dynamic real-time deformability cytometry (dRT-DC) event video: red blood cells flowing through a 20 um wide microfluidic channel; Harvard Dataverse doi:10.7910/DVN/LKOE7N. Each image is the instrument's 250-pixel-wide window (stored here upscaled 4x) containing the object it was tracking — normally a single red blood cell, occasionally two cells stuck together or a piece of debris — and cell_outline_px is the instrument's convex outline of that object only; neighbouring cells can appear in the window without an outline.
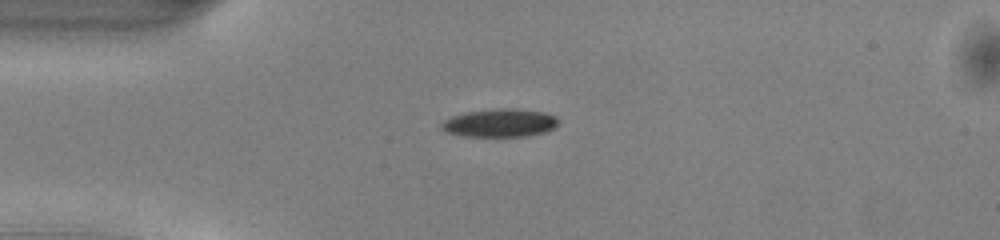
{"species": "common noctule bat (a hibernating species)", "species_latin": "Nyctalus noctula", "temperature_condition": "warm", "stored_images_in_passage": 39, "camera_frame_rate_fps": 3000, "um_per_image_px": 0.085, "animal": {"sex": "male", "body_mass_g": 13.0, "forearm_length_mm": 53.1}, "frame": {"image": 1, "passage_image": 1, "time_ms": 0.0, "image_size_px": [1000, 240], "cell_outline_px": [[560, 120], [552, 128], [544, 132], [524, 136], [464, 136], [444, 132], [440, 128], [440, 124], [444, 120], [452, 116], [468, 112], [496, 108], [516, 108], [544, 112], [556, 116]], "centroid_in_image_um": [42.46, 10.44], "position_along_channel_um": 42.5, "area_um2": 19.19}}
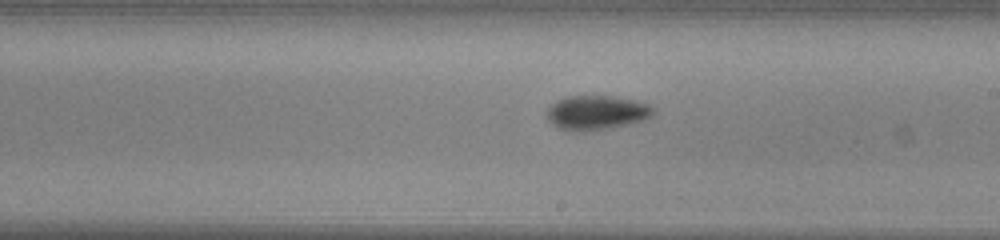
{"frame": {"image": 2, "passage_image": 17, "time_ms": 5.333, "image_size_px": [1000, 240], "cell_outline_px": [[652, 112], [648, 116], [640, 120], [628, 124], [608, 128], [584, 132], [560, 128], [552, 124], [548, 120], [548, 108], [552, 104], [568, 96], [612, 96], [636, 100], [648, 104], [652, 108]], "centroid_in_image_um": [50.67, 9.57], "position_along_channel_um": 238.3, "area_um2": 20.75}}
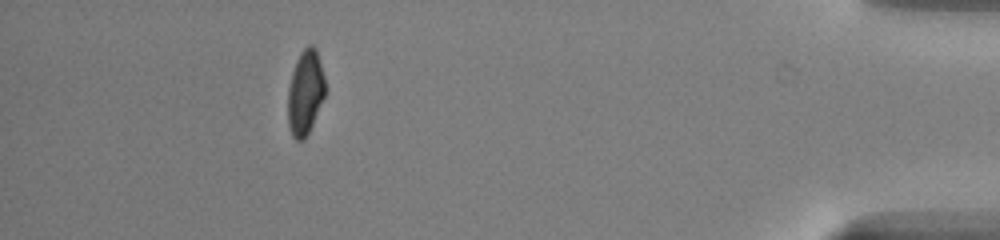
{"frame": {"image": 3, "passage_image": 34, "time_ms": 11.0, "image_size_px": [1000, 240], "cell_outline_px": [[324, 96], [312, 124], [304, 140], [296, 140], [292, 136], [288, 124], [288, 88], [292, 72], [296, 60], [300, 52], [308, 44], [312, 44], [316, 48], [324, 76]], "centroid_in_image_um": [25.93, 7.83], "position_along_channel_um": 409.3, "area_um2": 18.21}, "authors_computed_cell_mechanics": {"area_um2": 19.9988, "velocity_mm_per_s": 4.0848, "shape_relaxation_time_tau1_ms": 2.7623, "shape_relaxation_time_tau2_ms": null, "deformation_change_tau1": 0.1183, "deformation_change_tau2": null}}